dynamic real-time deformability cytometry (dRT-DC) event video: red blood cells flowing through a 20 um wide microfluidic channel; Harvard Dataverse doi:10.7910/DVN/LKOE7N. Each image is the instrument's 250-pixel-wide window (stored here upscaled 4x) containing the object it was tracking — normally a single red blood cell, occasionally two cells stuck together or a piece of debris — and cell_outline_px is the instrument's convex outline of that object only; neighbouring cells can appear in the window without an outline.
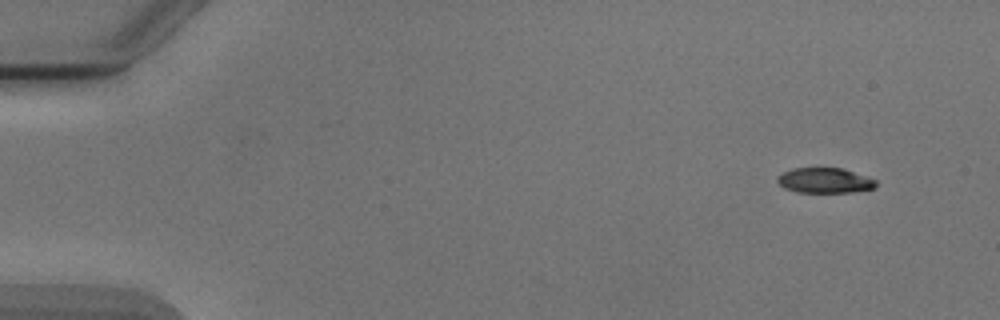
{"species": "Egyptian fruit bat (a non-hibernating species)", "species_latin": "Rousettus aegyptiacus", "temperature_condition": "cold", "stored_images_in_passage": 4, "camera_frame_rate_fps": 3000, "um_per_image_px": 0.085, "animal": {"sex": "male"}, "frame": {"image": 1, "passage_image": 1, "time_ms": 0.0, "image_size_px": [1000, 320], "cell_outline_px": [[876, 188], [852, 192], [796, 192], [784, 188], [776, 180], [776, 176], [792, 168], [844, 168], [876, 180]], "centroid_in_image_um": [70.09, 15.34], "position_along_channel_um": 14.9, "area_um2": 14.51}}
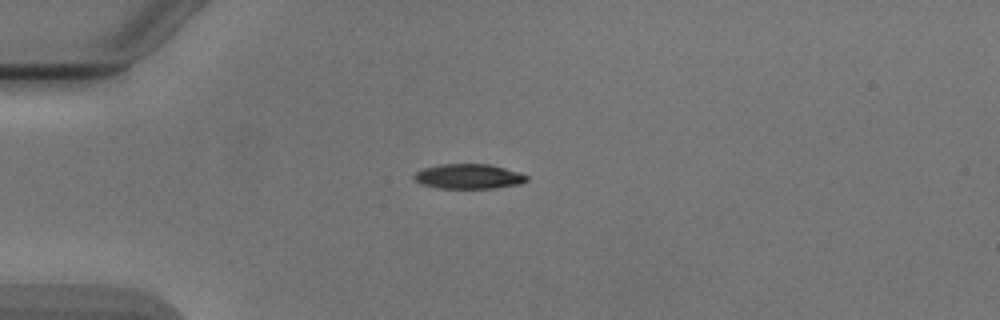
{"frame": {"image": 2, "passage_image": 4, "time_ms": 3.333, "image_size_px": [1000, 320], "cell_outline_px": [[528, 180], [520, 184], [492, 188], [440, 188], [420, 184], [412, 176], [416, 172], [424, 168], [440, 164], [492, 164], [520, 172], [528, 176]], "centroid_in_image_um": [39.85, 14.99], "position_along_channel_um": 45.1, "area_um2": 16.36}}